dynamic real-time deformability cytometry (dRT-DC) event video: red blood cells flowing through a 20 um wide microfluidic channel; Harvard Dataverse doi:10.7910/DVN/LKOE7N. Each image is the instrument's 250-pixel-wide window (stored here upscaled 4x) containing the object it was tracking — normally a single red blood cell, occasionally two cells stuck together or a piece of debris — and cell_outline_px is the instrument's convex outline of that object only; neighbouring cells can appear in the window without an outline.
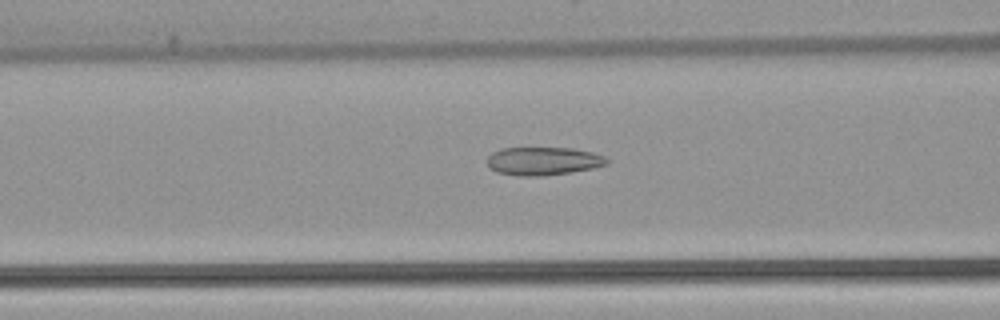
{"species": "common noctule bat (a hibernating species)", "species_latin": "Nyctalus noctula", "temperature_condition": "warm", "stored_images_in_passage": 30, "camera_frame_rate_fps": 3000, "um_per_image_px": 0.085, "animal": {"sex": "female", "body_mass_g": 22.7, "forearm_length_mm": 54.2}, "frame": {"image": 1, "passage_image": 16, "time_ms": 5.0, "image_size_px": [1000, 320], "cell_outline_px": [[608, 164], [592, 168], [572, 172], [544, 176], [516, 176], [496, 172], [488, 168], [484, 160], [492, 152], [500, 148], [572, 148], [592, 152], [604, 156], [608, 160]], "centroid_in_image_um": [46.1, 13.7], "position_along_channel_um": 120.5, "area_um2": 20.0}}
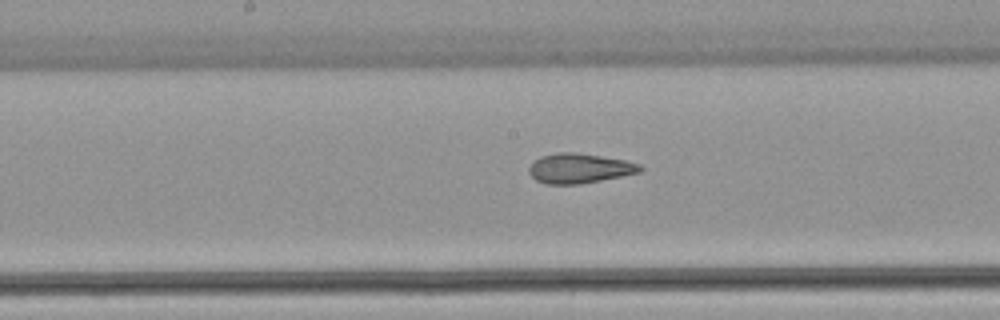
{"frame": {"image": 2, "passage_image": 22, "time_ms": 7.0, "image_size_px": [1000, 320], "cell_outline_px": [[644, 168], [640, 172], [580, 184], [548, 184], [536, 180], [528, 172], [528, 168], [540, 156], [556, 152], [576, 152], [624, 160], [640, 164]], "centroid_in_image_um": [49.24, 14.3], "position_along_channel_um": 199.0, "area_um2": 19.13}}
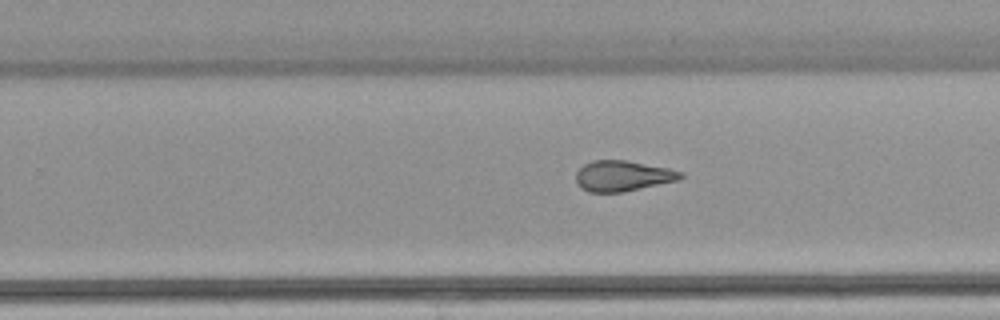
{"frame": {"image": 3, "passage_image": 28, "time_ms": 9.0, "image_size_px": [1000, 320], "cell_outline_px": [[684, 176], [680, 180], [624, 192], [588, 192], [580, 188], [576, 184], [576, 172], [584, 164], [592, 160], [628, 160], [668, 168], [684, 172]], "centroid_in_image_um": [52.94, 14.95], "position_along_channel_um": 276.9, "area_um2": 18.96}}